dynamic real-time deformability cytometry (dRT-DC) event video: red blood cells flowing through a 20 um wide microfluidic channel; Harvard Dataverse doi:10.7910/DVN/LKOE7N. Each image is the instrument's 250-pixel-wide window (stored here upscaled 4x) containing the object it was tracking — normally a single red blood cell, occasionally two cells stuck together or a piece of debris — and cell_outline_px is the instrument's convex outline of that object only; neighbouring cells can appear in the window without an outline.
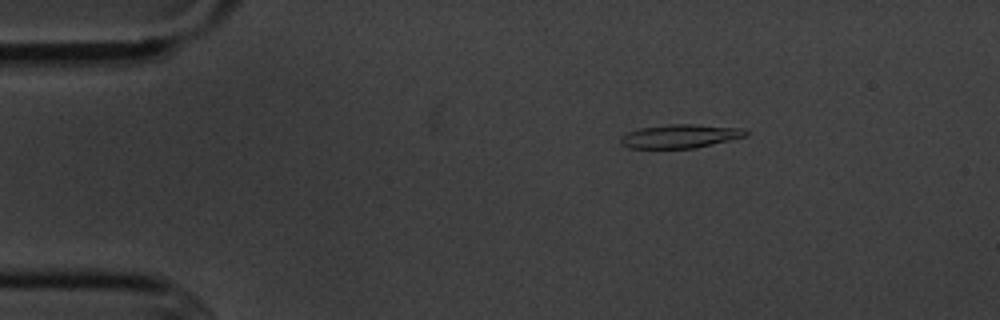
{"species": "common noctule bat (a hibernating species)", "species_latin": "Nyctalus noctula", "temperature_condition": "cold", "stored_images_in_passage": 5, "camera_frame_rate_fps": 3000, "um_per_image_px": 0.085, "animal": {"sex": "male", "body_mass_g": 20.1, "forearm_length_mm": 53.5}, "frame": {"image": 1, "passage_image": 3, "time_ms": 2.333, "image_size_px": [1000, 320], "cell_outline_px": [[748, 132], [744, 136], [696, 148], [628, 148], [620, 144], [620, 136], [628, 132], [640, 128], [668, 124], [696, 124], [744, 128]], "centroid_in_image_um": [57.77, 11.57], "position_along_channel_um": 27.2, "area_um2": 17.22}}
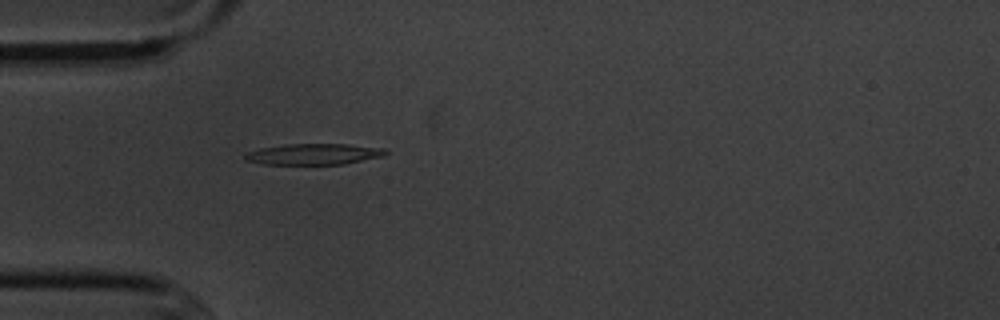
{"frame": {"image": 2, "passage_image": 5, "time_ms": 4.667, "image_size_px": [1000, 320], "cell_outline_px": [[388, 152], [384, 156], [344, 164], [260, 164], [244, 160], [244, 156], [248, 152], [260, 148], [284, 144], [348, 144], [388, 148]], "centroid_in_image_um": [26.7, 13.1], "position_along_channel_um": 58.3, "area_um2": 17.4}}